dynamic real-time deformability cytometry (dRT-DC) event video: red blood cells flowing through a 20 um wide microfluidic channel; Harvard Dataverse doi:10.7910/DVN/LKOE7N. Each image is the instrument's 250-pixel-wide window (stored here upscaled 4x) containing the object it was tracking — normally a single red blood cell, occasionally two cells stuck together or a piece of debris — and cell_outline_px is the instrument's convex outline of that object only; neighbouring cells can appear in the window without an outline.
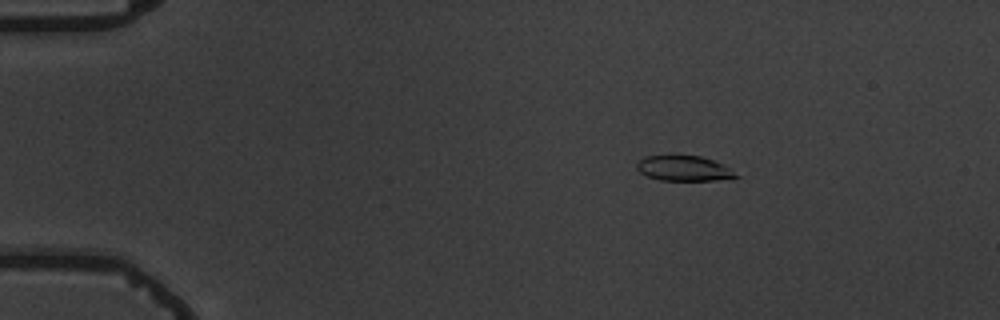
{"species": "common noctule bat (a hibernating species)", "species_latin": "Nyctalus noctula", "temperature_condition": "warm", "stored_images_in_passage": 4, "camera_frame_rate_fps": 3000, "um_per_image_px": 0.085, "animal": {"sex": "male", "body_mass_g": 19.5, "forearm_length_mm": 54.6}, "frame": {"image": 1, "passage_image": 1, "time_ms": 0.0, "image_size_px": [1000, 320], "cell_outline_px": [[740, 176], [716, 180], [660, 180], [648, 176], [640, 172], [636, 168], [636, 164], [640, 160], [648, 156], [700, 156], [724, 164]], "centroid_in_image_um": [58.14, 14.32], "position_along_channel_um": 26.9, "area_um2": 14.28}}